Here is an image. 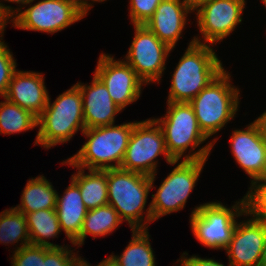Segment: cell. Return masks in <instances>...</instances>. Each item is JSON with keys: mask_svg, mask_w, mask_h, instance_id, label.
Here are the masks:
<instances>
[{"mask_svg": "<svg viewBox=\"0 0 266 266\" xmlns=\"http://www.w3.org/2000/svg\"><path fill=\"white\" fill-rule=\"evenodd\" d=\"M230 208L221 201L196 206L190 215V226L195 238L210 249L225 250L231 241L237 218L246 216L244 197Z\"/></svg>", "mask_w": 266, "mask_h": 266, "instance_id": "7", "label": "cell"}, {"mask_svg": "<svg viewBox=\"0 0 266 266\" xmlns=\"http://www.w3.org/2000/svg\"><path fill=\"white\" fill-rule=\"evenodd\" d=\"M230 148L239 167L250 182L266 176V118L261 114L245 129L233 130Z\"/></svg>", "mask_w": 266, "mask_h": 266, "instance_id": "13", "label": "cell"}, {"mask_svg": "<svg viewBox=\"0 0 266 266\" xmlns=\"http://www.w3.org/2000/svg\"><path fill=\"white\" fill-rule=\"evenodd\" d=\"M19 11L12 19V27L27 31L54 34L85 18L74 0H40Z\"/></svg>", "mask_w": 266, "mask_h": 266, "instance_id": "10", "label": "cell"}, {"mask_svg": "<svg viewBox=\"0 0 266 266\" xmlns=\"http://www.w3.org/2000/svg\"><path fill=\"white\" fill-rule=\"evenodd\" d=\"M132 237L123 253L112 255L120 266H156V258L149 240L148 229L131 230Z\"/></svg>", "mask_w": 266, "mask_h": 266, "instance_id": "24", "label": "cell"}, {"mask_svg": "<svg viewBox=\"0 0 266 266\" xmlns=\"http://www.w3.org/2000/svg\"><path fill=\"white\" fill-rule=\"evenodd\" d=\"M89 0H74L76 3L78 9L86 16L88 15V12L91 8H93L94 5L91 4ZM92 2H105L107 0H91Z\"/></svg>", "mask_w": 266, "mask_h": 266, "instance_id": "34", "label": "cell"}, {"mask_svg": "<svg viewBox=\"0 0 266 266\" xmlns=\"http://www.w3.org/2000/svg\"><path fill=\"white\" fill-rule=\"evenodd\" d=\"M164 156L167 164L174 160L170 157L160 125L154 118L134 121L120 168L148 176L157 174L158 156Z\"/></svg>", "mask_w": 266, "mask_h": 266, "instance_id": "8", "label": "cell"}, {"mask_svg": "<svg viewBox=\"0 0 266 266\" xmlns=\"http://www.w3.org/2000/svg\"><path fill=\"white\" fill-rule=\"evenodd\" d=\"M199 255L189 256L187 252H183L180 259L177 260L176 266H225L222 262L215 261L211 258H201ZM181 265H179V263ZM227 266H233L228 262Z\"/></svg>", "mask_w": 266, "mask_h": 266, "instance_id": "32", "label": "cell"}, {"mask_svg": "<svg viewBox=\"0 0 266 266\" xmlns=\"http://www.w3.org/2000/svg\"><path fill=\"white\" fill-rule=\"evenodd\" d=\"M231 76L224 69L189 102L207 138L216 135L237 115L240 90L231 84Z\"/></svg>", "mask_w": 266, "mask_h": 266, "instance_id": "6", "label": "cell"}, {"mask_svg": "<svg viewBox=\"0 0 266 266\" xmlns=\"http://www.w3.org/2000/svg\"><path fill=\"white\" fill-rule=\"evenodd\" d=\"M259 266H266V240H265L264 248L262 250V255H261Z\"/></svg>", "mask_w": 266, "mask_h": 266, "instance_id": "38", "label": "cell"}, {"mask_svg": "<svg viewBox=\"0 0 266 266\" xmlns=\"http://www.w3.org/2000/svg\"><path fill=\"white\" fill-rule=\"evenodd\" d=\"M16 67L17 63L9 46L0 41V96L4 97L6 94Z\"/></svg>", "mask_w": 266, "mask_h": 266, "instance_id": "28", "label": "cell"}, {"mask_svg": "<svg viewBox=\"0 0 266 266\" xmlns=\"http://www.w3.org/2000/svg\"><path fill=\"white\" fill-rule=\"evenodd\" d=\"M61 164H68L78 170L70 179L79 187L82 201L88 210L108 204L107 169L88 170L85 173V169L75 167L68 159Z\"/></svg>", "mask_w": 266, "mask_h": 266, "instance_id": "20", "label": "cell"}, {"mask_svg": "<svg viewBox=\"0 0 266 266\" xmlns=\"http://www.w3.org/2000/svg\"><path fill=\"white\" fill-rule=\"evenodd\" d=\"M224 69L211 45L192 38L171 75L167 102L189 103Z\"/></svg>", "mask_w": 266, "mask_h": 266, "instance_id": "3", "label": "cell"}, {"mask_svg": "<svg viewBox=\"0 0 266 266\" xmlns=\"http://www.w3.org/2000/svg\"><path fill=\"white\" fill-rule=\"evenodd\" d=\"M83 101L85 128L113 125L123 110L112 100L107 87L94 75L91 84L76 83Z\"/></svg>", "mask_w": 266, "mask_h": 266, "instance_id": "18", "label": "cell"}, {"mask_svg": "<svg viewBox=\"0 0 266 266\" xmlns=\"http://www.w3.org/2000/svg\"><path fill=\"white\" fill-rule=\"evenodd\" d=\"M55 210L65 236L74 247H80V231L88 209L82 201L79 187L72 180L63 196L57 194Z\"/></svg>", "mask_w": 266, "mask_h": 266, "instance_id": "19", "label": "cell"}, {"mask_svg": "<svg viewBox=\"0 0 266 266\" xmlns=\"http://www.w3.org/2000/svg\"><path fill=\"white\" fill-rule=\"evenodd\" d=\"M11 18L3 11L0 5V41L3 39V33L5 31L7 23H10Z\"/></svg>", "mask_w": 266, "mask_h": 266, "instance_id": "35", "label": "cell"}, {"mask_svg": "<svg viewBox=\"0 0 266 266\" xmlns=\"http://www.w3.org/2000/svg\"><path fill=\"white\" fill-rule=\"evenodd\" d=\"M94 75L107 87L112 100L123 110L136 102L146 83L125 60L101 53ZM143 85V86H142Z\"/></svg>", "mask_w": 266, "mask_h": 266, "instance_id": "14", "label": "cell"}, {"mask_svg": "<svg viewBox=\"0 0 266 266\" xmlns=\"http://www.w3.org/2000/svg\"><path fill=\"white\" fill-rule=\"evenodd\" d=\"M243 197L246 216L266 225V179L252 181Z\"/></svg>", "mask_w": 266, "mask_h": 266, "instance_id": "27", "label": "cell"}, {"mask_svg": "<svg viewBox=\"0 0 266 266\" xmlns=\"http://www.w3.org/2000/svg\"><path fill=\"white\" fill-rule=\"evenodd\" d=\"M166 104V114L154 119L163 131L170 157L174 161H180L182 158V160H207L218 137L197 150L208 138L200 130L192 106L186 102H167ZM188 149L190 152L185 154Z\"/></svg>", "mask_w": 266, "mask_h": 266, "instance_id": "2", "label": "cell"}, {"mask_svg": "<svg viewBox=\"0 0 266 266\" xmlns=\"http://www.w3.org/2000/svg\"><path fill=\"white\" fill-rule=\"evenodd\" d=\"M246 0H208L195 9L197 27L202 35L194 36L196 43L215 45L223 42L243 21Z\"/></svg>", "mask_w": 266, "mask_h": 266, "instance_id": "11", "label": "cell"}, {"mask_svg": "<svg viewBox=\"0 0 266 266\" xmlns=\"http://www.w3.org/2000/svg\"><path fill=\"white\" fill-rule=\"evenodd\" d=\"M133 126L134 122H127L85 129L82 134L87 141L67 159L85 170L120 168Z\"/></svg>", "mask_w": 266, "mask_h": 266, "instance_id": "5", "label": "cell"}, {"mask_svg": "<svg viewBox=\"0 0 266 266\" xmlns=\"http://www.w3.org/2000/svg\"><path fill=\"white\" fill-rule=\"evenodd\" d=\"M135 34L123 58L146 83H160L166 70V60L173 49L149 30L145 25H133Z\"/></svg>", "mask_w": 266, "mask_h": 266, "instance_id": "12", "label": "cell"}, {"mask_svg": "<svg viewBox=\"0 0 266 266\" xmlns=\"http://www.w3.org/2000/svg\"><path fill=\"white\" fill-rule=\"evenodd\" d=\"M266 240V225L251 217L237 222L225 249L233 266H259Z\"/></svg>", "mask_w": 266, "mask_h": 266, "instance_id": "15", "label": "cell"}, {"mask_svg": "<svg viewBox=\"0 0 266 266\" xmlns=\"http://www.w3.org/2000/svg\"><path fill=\"white\" fill-rule=\"evenodd\" d=\"M71 245L62 248L45 247V257L42 266H70L71 259L77 254L71 250Z\"/></svg>", "mask_w": 266, "mask_h": 266, "instance_id": "31", "label": "cell"}, {"mask_svg": "<svg viewBox=\"0 0 266 266\" xmlns=\"http://www.w3.org/2000/svg\"><path fill=\"white\" fill-rule=\"evenodd\" d=\"M156 176L121 168L107 169L108 204L118 212L122 221L128 222L131 230L148 229L153 222L151 203L146 212L145 206Z\"/></svg>", "mask_w": 266, "mask_h": 266, "instance_id": "1", "label": "cell"}, {"mask_svg": "<svg viewBox=\"0 0 266 266\" xmlns=\"http://www.w3.org/2000/svg\"><path fill=\"white\" fill-rule=\"evenodd\" d=\"M264 7L266 8V0H262Z\"/></svg>", "mask_w": 266, "mask_h": 266, "instance_id": "40", "label": "cell"}, {"mask_svg": "<svg viewBox=\"0 0 266 266\" xmlns=\"http://www.w3.org/2000/svg\"><path fill=\"white\" fill-rule=\"evenodd\" d=\"M0 102V134L10 135L37 128V118L30 111L7 100Z\"/></svg>", "mask_w": 266, "mask_h": 266, "instance_id": "26", "label": "cell"}, {"mask_svg": "<svg viewBox=\"0 0 266 266\" xmlns=\"http://www.w3.org/2000/svg\"><path fill=\"white\" fill-rule=\"evenodd\" d=\"M19 241L20 246L14 251L31 244L25 215L11 207L0 212V244L14 245Z\"/></svg>", "mask_w": 266, "mask_h": 266, "instance_id": "25", "label": "cell"}, {"mask_svg": "<svg viewBox=\"0 0 266 266\" xmlns=\"http://www.w3.org/2000/svg\"><path fill=\"white\" fill-rule=\"evenodd\" d=\"M207 160H175L169 165L174 169L163 179L155 194H152L153 221L179 212L186 205Z\"/></svg>", "mask_w": 266, "mask_h": 266, "instance_id": "9", "label": "cell"}, {"mask_svg": "<svg viewBox=\"0 0 266 266\" xmlns=\"http://www.w3.org/2000/svg\"><path fill=\"white\" fill-rule=\"evenodd\" d=\"M44 81L42 73L17 69L4 97L38 117L45 109L49 98Z\"/></svg>", "mask_w": 266, "mask_h": 266, "instance_id": "17", "label": "cell"}, {"mask_svg": "<svg viewBox=\"0 0 266 266\" xmlns=\"http://www.w3.org/2000/svg\"><path fill=\"white\" fill-rule=\"evenodd\" d=\"M192 12L194 13V8L189 0H162L153 16L144 25L160 41L174 49L188 24V14Z\"/></svg>", "mask_w": 266, "mask_h": 266, "instance_id": "16", "label": "cell"}, {"mask_svg": "<svg viewBox=\"0 0 266 266\" xmlns=\"http://www.w3.org/2000/svg\"><path fill=\"white\" fill-rule=\"evenodd\" d=\"M262 114H263V115L265 116V118H266V111H264Z\"/></svg>", "mask_w": 266, "mask_h": 266, "instance_id": "41", "label": "cell"}, {"mask_svg": "<svg viewBox=\"0 0 266 266\" xmlns=\"http://www.w3.org/2000/svg\"><path fill=\"white\" fill-rule=\"evenodd\" d=\"M78 252L77 251V255H75L70 262V266H92L87 260H85L84 258H81L82 256H78ZM95 266V265H94Z\"/></svg>", "mask_w": 266, "mask_h": 266, "instance_id": "36", "label": "cell"}, {"mask_svg": "<svg viewBox=\"0 0 266 266\" xmlns=\"http://www.w3.org/2000/svg\"><path fill=\"white\" fill-rule=\"evenodd\" d=\"M162 0H130L129 16L132 25H144L154 14Z\"/></svg>", "mask_w": 266, "mask_h": 266, "instance_id": "30", "label": "cell"}, {"mask_svg": "<svg viewBox=\"0 0 266 266\" xmlns=\"http://www.w3.org/2000/svg\"><path fill=\"white\" fill-rule=\"evenodd\" d=\"M96 266H120L119 262L115 259V257L111 254L104 260H102Z\"/></svg>", "mask_w": 266, "mask_h": 266, "instance_id": "37", "label": "cell"}, {"mask_svg": "<svg viewBox=\"0 0 266 266\" xmlns=\"http://www.w3.org/2000/svg\"><path fill=\"white\" fill-rule=\"evenodd\" d=\"M3 1H7L8 3L9 2H12V3H16L17 5H21L19 6L18 8H14L12 6H8V5H5L3 3ZM30 1H34V0H0V5L3 9V11L12 19L19 11L23 10L24 7H26V5L30 2Z\"/></svg>", "mask_w": 266, "mask_h": 266, "instance_id": "33", "label": "cell"}, {"mask_svg": "<svg viewBox=\"0 0 266 266\" xmlns=\"http://www.w3.org/2000/svg\"><path fill=\"white\" fill-rule=\"evenodd\" d=\"M58 192L52 182L45 176L31 178L27 181L21 196V203L14 207L23 214L38 210L55 209Z\"/></svg>", "mask_w": 266, "mask_h": 266, "instance_id": "21", "label": "cell"}, {"mask_svg": "<svg viewBox=\"0 0 266 266\" xmlns=\"http://www.w3.org/2000/svg\"><path fill=\"white\" fill-rule=\"evenodd\" d=\"M45 257V246L27 245L13 251L12 266H42Z\"/></svg>", "mask_w": 266, "mask_h": 266, "instance_id": "29", "label": "cell"}, {"mask_svg": "<svg viewBox=\"0 0 266 266\" xmlns=\"http://www.w3.org/2000/svg\"><path fill=\"white\" fill-rule=\"evenodd\" d=\"M122 223L118 212L109 204L88 210L80 231V246L88 235L94 239L110 235Z\"/></svg>", "mask_w": 266, "mask_h": 266, "instance_id": "23", "label": "cell"}, {"mask_svg": "<svg viewBox=\"0 0 266 266\" xmlns=\"http://www.w3.org/2000/svg\"><path fill=\"white\" fill-rule=\"evenodd\" d=\"M50 99L49 96L45 109L37 118L39 129L34 142V145L45 149L64 144L78 130L82 133L86 129L82 95L76 84L60 94L53 103Z\"/></svg>", "mask_w": 266, "mask_h": 266, "instance_id": "4", "label": "cell"}, {"mask_svg": "<svg viewBox=\"0 0 266 266\" xmlns=\"http://www.w3.org/2000/svg\"><path fill=\"white\" fill-rule=\"evenodd\" d=\"M193 8L195 9L200 3H203L208 0H189Z\"/></svg>", "mask_w": 266, "mask_h": 266, "instance_id": "39", "label": "cell"}, {"mask_svg": "<svg viewBox=\"0 0 266 266\" xmlns=\"http://www.w3.org/2000/svg\"><path fill=\"white\" fill-rule=\"evenodd\" d=\"M32 245L49 248H62L64 245L51 243L50 238L57 237L61 230L55 209H45L24 214Z\"/></svg>", "mask_w": 266, "mask_h": 266, "instance_id": "22", "label": "cell"}]
</instances>
